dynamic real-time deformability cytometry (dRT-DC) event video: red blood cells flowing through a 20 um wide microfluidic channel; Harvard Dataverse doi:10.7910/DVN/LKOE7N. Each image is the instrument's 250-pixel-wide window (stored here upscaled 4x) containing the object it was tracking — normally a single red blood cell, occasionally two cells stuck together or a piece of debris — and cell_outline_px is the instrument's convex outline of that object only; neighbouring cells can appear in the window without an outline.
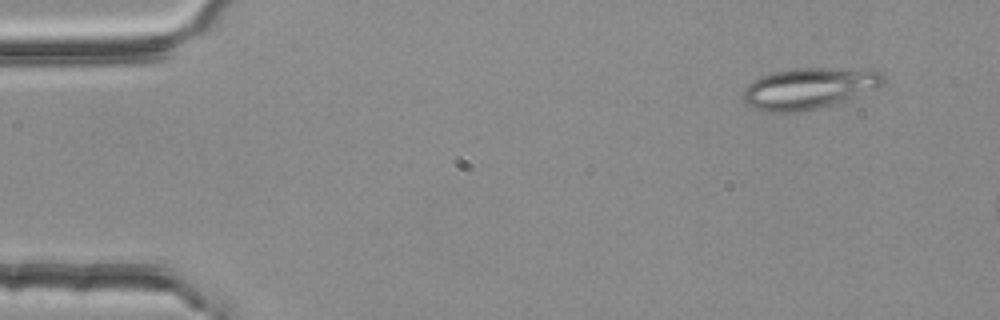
{"species": "common noctule bat (a hibernating species)", "species_latin": "Nyctalus noctula", "temperature_condition": "room temperature", "stored_images_in_passage": 3, "camera_frame_rate_fps": 3000, "um_per_image_px": 0.085, "animal": {"sex": "female", "body_mass_g": 25.1}, "frame": {"image": 1, "passage_image": 1, "time_ms": 0.0, "image_size_px": [1000, 320], "cell_outline_px": [[884, 84], [876, 88], [856, 96], [832, 104], [816, 108], [796, 112], [768, 112], [752, 108], [744, 104], [744, 88], [752, 80], [760, 76], [772, 72], [792, 68], [832, 68], [880, 72], [884, 76]], "centroid_in_image_um": [68.67, 7.51], "position_along_channel_um": 16.3, "area_um2": 33.29}}